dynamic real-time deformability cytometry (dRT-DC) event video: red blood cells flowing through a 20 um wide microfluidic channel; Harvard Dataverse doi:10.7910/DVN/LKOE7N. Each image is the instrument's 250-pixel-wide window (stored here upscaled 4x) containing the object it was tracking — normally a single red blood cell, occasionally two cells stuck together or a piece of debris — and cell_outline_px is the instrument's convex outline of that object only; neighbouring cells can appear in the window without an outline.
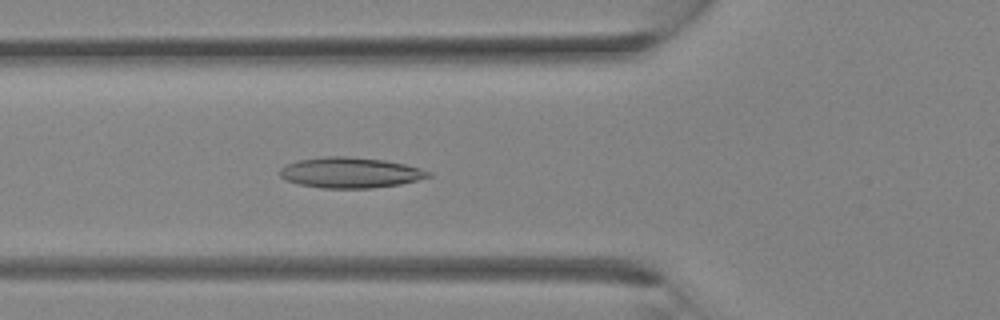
{"species": "Egyptian fruit bat (a non-hibernating species)", "species_latin": "Rousettus aegyptiacus", "temperature_condition": "room temperature", "stored_images_in_passage": 33, "camera_frame_rate_fps": 3000, "um_per_image_px": 0.085, "animal": {"sex": "female"}, "frame": {"image": 1, "passage_image": 12, "time_ms": 3.667, "image_size_px": [1000, 320], "cell_outline_px": [[432, 176], [400, 184], [372, 188], [324, 188], [300, 184], [284, 180], [280, 176], [280, 168], [296, 160], [324, 156], [348, 156], [384, 160], [404, 164], [420, 168], [432, 172]], "centroid_in_image_um": [29.76, 14.67], "position_along_channel_um": 96.0, "area_um2": 26.47}}
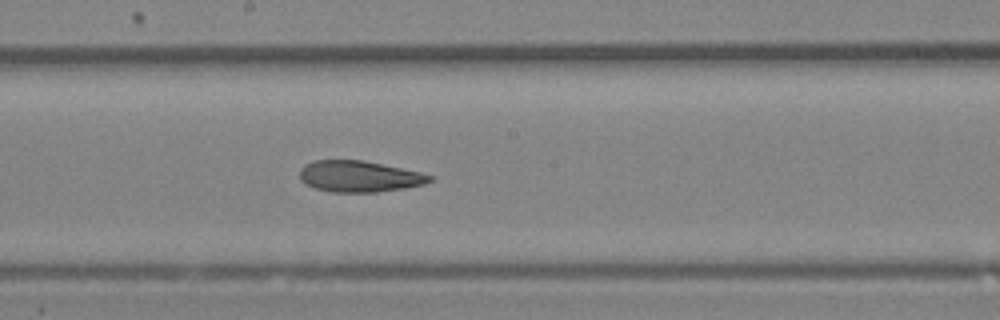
{"frame": {"image": 2, "passage_image": 18, "time_ms": 5.667, "image_size_px": [1000, 320], "cell_outline_px": [[432, 180], [424, 184], [404, 188], [376, 192], [332, 192], [316, 188], [304, 184], [300, 180], [300, 168], [304, 164], [312, 160], [364, 160], [420, 172], [432, 176]], "centroid_in_image_um": [30.49, 14.99], "position_along_channel_um": 217.7, "area_um2": 23.7}}
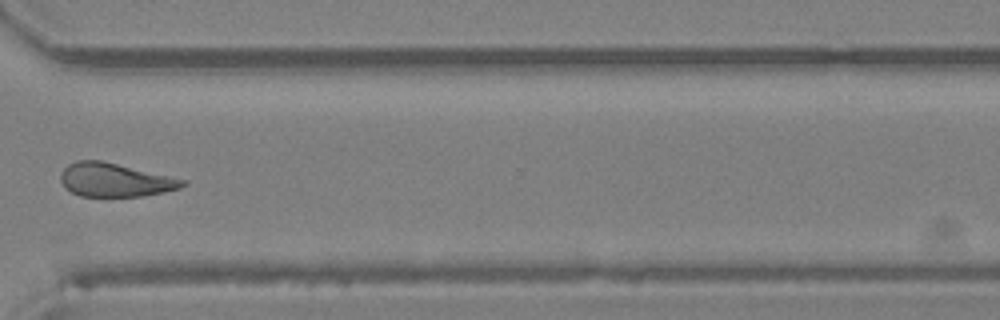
{"frame": {"image": 3, "passage_image": 25, "time_ms": 8.0, "image_size_px": [1000, 320], "cell_outline_px": [[188, 184], [180, 188], [140, 196], [80, 196], [64, 188], [60, 180], [60, 176], [64, 168], [68, 164], [76, 160], [100, 160], [188, 180]], "centroid_in_image_um": [9.75, 15.29], "position_along_channel_um": 360.8, "area_um2": 23.76}}